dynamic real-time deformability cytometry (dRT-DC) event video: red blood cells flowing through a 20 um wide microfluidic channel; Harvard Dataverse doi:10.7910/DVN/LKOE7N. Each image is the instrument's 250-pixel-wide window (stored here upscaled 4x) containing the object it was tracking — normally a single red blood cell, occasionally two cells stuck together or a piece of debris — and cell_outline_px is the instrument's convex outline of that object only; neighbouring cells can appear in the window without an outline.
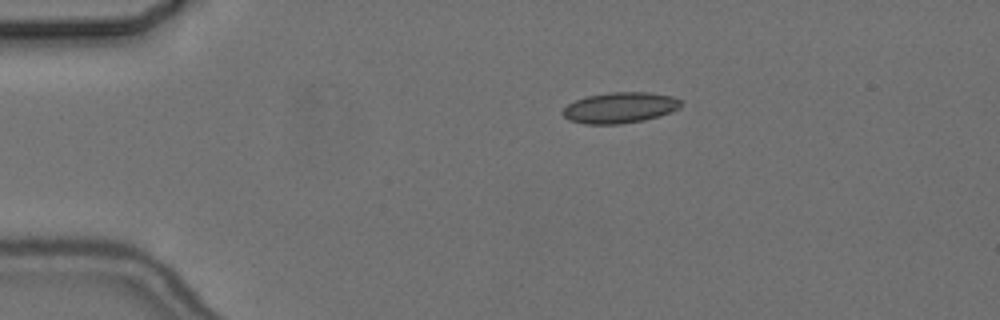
{"species": "common noctule bat (a hibernating species)", "species_latin": "Nyctalus noctula", "temperature_condition": "cold", "stored_images_in_passage": 3, "camera_frame_rate_fps": 3000, "um_per_image_px": 0.085, "animal": {"sex": "female", "body_mass_g": 24.6, "forearm_length_mm": 56.2}, "frame": {"image": 1, "passage_image": 3, "time_ms": 2.333, "image_size_px": [1000, 320], "cell_outline_px": [[680, 108], [672, 112], [660, 116], [644, 120], [620, 124], [584, 124], [568, 120], [560, 112], [568, 104], [576, 100], [588, 96], [612, 92], [648, 92], [672, 96], [680, 100]], "centroid_in_image_um": [52.69, 9.16], "position_along_channel_um": 32.3, "area_um2": 21.27}}